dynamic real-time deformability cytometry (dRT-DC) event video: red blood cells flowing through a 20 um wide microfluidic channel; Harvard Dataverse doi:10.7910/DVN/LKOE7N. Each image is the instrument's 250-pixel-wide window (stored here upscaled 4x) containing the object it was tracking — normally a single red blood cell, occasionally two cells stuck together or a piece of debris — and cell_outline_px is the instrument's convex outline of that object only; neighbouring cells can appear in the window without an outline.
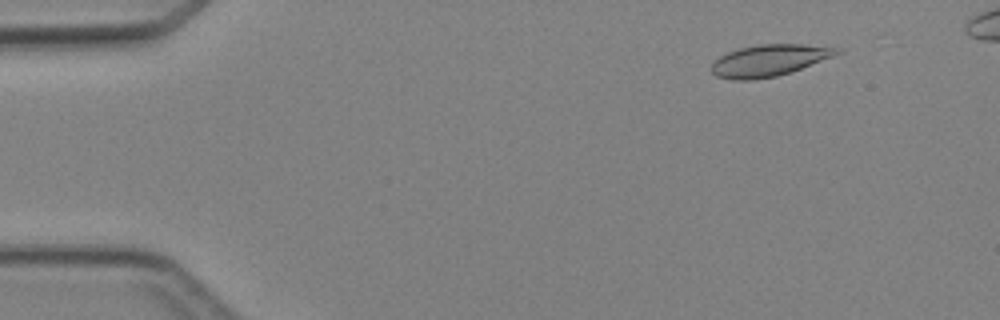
{"species": "Egyptian fruit bat (a non-hibernating species)", "species_latin": "Rousettus aegyptiacus", "temperature_condition": "cold", "stored_images_in_passage": 6, "camera_frame_rate_fps": 3000, "um_per_image_px": 0.085, "animal": {"sex": "female"}, "frame": {"image": 1, "passage_image": 1, "time_ms": 0.0, "image_size_px": [1000, 320], "cell_outline_px": [[844, 52], [792, 72], [776, 76], [752, 80], [732, 80], [716, 76], [712, 72], [712, 64], [720, 56], [728, 52], [740, 48], [760, 44], [800, 44], [844, 48]], "centroid_in_image_um": [65.43, 5.13], "position_along_channel_um": 19.6, "area_um2": 23.18}}
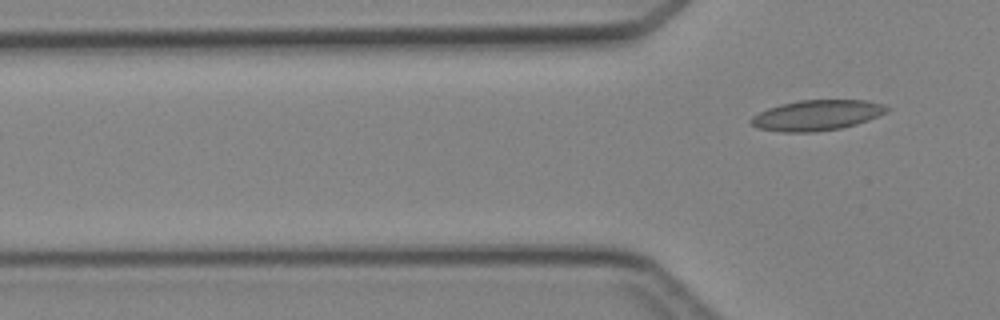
{"frame": {"image": 2, "passage_image": 6, "time_ms": 6.0, "image_size_px": [1000, 320], "cell_outline_px": [[888, 112], [868, 120], [856, 124], [840, 128], [816, 132], [780, 132], [756, 128], [748, 120], [752, 116], [768, 108], [780, 104], [800, 100], [868, 100], [884, 104], [888, 108]], "centroid_in_image_um": [69.42, 9.8], "position_along_channel_um": 56.4, "area_um2": 24.22}}